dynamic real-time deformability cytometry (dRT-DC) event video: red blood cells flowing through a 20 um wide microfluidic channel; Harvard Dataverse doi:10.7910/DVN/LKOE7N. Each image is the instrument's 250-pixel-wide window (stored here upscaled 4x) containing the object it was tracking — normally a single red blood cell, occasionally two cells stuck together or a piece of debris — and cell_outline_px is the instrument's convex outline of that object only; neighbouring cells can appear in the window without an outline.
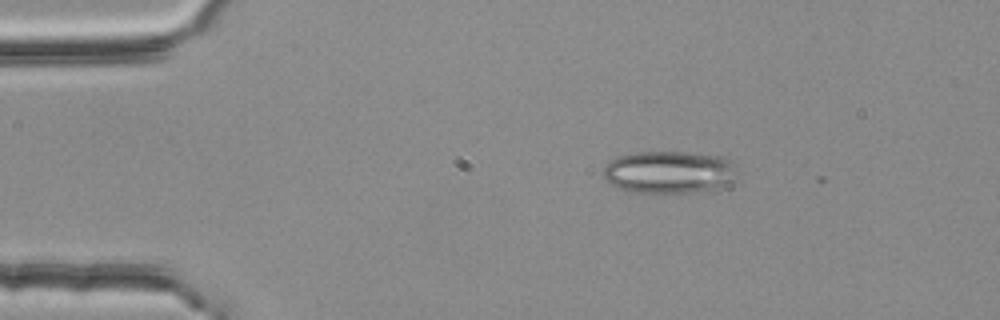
{"species": "common noctule bat (a hibernating species)", "species_latin": "Nyctalus noctula", "temperature_condition": "room temperature", "stored_images_in_passage": 3, "camera_frame_rate_fps": 3000, "um_per_image_px": 0.085, "animal": {"sex": "female", "body_mass_g": 25.1}, "frame": {"image": 1, "passage_image": 2, "time_ms": 0.333, "image_size_px": [1000, 320], "cell_outline_px": [[736, 180], [720, 188], [692, 192], [632, 192], [620, 188], [604, 180], [604, 168], [616, 156], [636, 152], [684, 152], [720, 156], [732, 160], [736, 176]], "centroid_in_image_um": [56.9, 14.62], "position_along_channel_um": 28.1, "area_um2": 33.06}}